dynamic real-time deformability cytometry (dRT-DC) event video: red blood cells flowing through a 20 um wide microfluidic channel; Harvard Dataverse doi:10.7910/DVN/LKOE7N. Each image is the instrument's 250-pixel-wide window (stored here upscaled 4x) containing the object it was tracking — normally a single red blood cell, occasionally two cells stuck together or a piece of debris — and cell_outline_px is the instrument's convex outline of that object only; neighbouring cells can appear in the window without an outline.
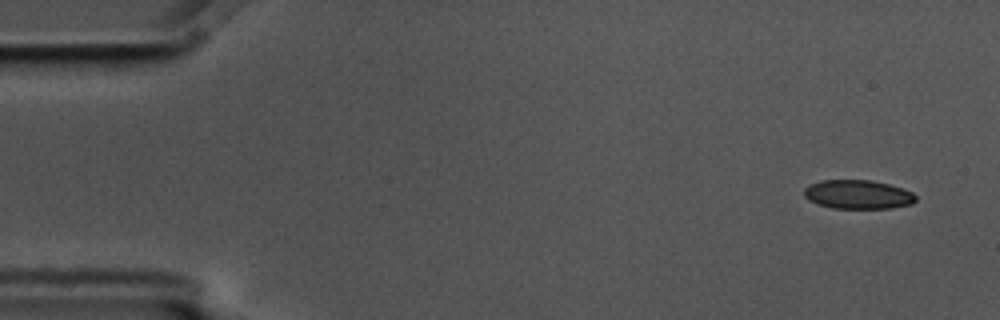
{"species": "common noctule bat (a hibernating species)", "species_latin": "Nyctalus noctula", "temperature_condition": "cold", "stored_images_in_passage": 6, "camera_frame_rate_fps": 3000, "um_per_image_px": 0.085, "animal": {"sex": "male", "body_mass_g": 17.5, "forearm_length_mm": 52.3}, "frame": {"image": 1, "passage_image": 1, "time_ms": 0.0, "image_size_px": [1000, 320], "cell_outline_px": [[916, 200], [912, 204], [888, 208], [832, 208], [808, 200], [804, 196], [804, 188], [808, 184], [820, 180], [872, 180], [904, 188], [912, 192], [916, 196]], "centroid_in_image_um": [72.91, 16.52], "position_along_channel_um": 12.1, "area_um2": 18.9}}
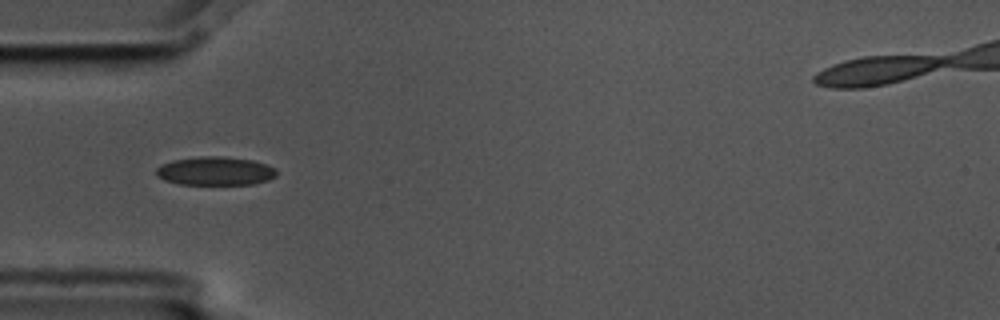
{"frame": {"image": 2, "passage_image": 5, "time_ms": 1.333, "image_size_px": [1000, 320], "cell_outline_px": [[276, 176], [268, 180], [252, 184], [180, 184], [164, 180], [156, 176], [156, 168], [160, 164], [172, 160], [200, 156], [224, 156], [252, 160], [276, 168]], "centroid_in_image_um": [18.26, 14.53], "position_along_channel_um": 66.7, "area_um2": 20.11}}